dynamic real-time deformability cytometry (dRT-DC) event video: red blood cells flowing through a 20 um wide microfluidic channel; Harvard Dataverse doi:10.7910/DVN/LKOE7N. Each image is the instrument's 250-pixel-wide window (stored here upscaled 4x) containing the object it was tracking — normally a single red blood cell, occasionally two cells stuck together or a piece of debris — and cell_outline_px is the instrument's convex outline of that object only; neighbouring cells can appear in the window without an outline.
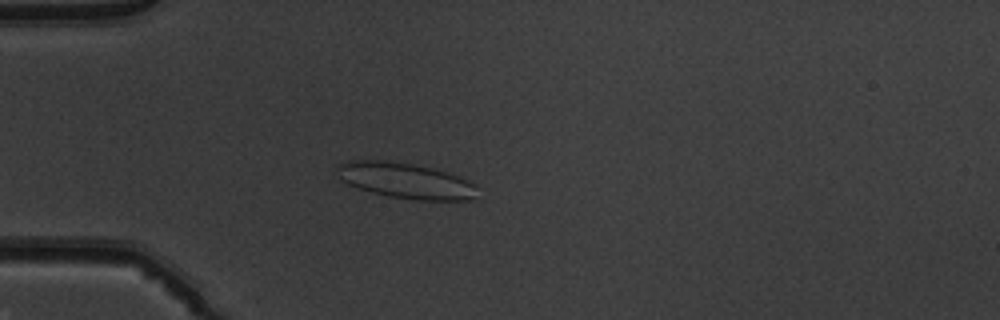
{"species": "common noctule bat (a hibernating species)", "species_latin": "Nyctalus noctula", "temperature_condition": "warm", "stored_images_in_passage": 40, "camera_frame_rate_fps": 3000, "um_per_image_px": 0.085, "animal": {"sex": "male", "body_mass_g": 19.5, "forearm_length_mm": 54.6}, "frame": {"image": 1, "passage_image": 3, "time_ms": 0.667, "image_size_px": [1000, 320], "cell_outline_px": [[476, 200], [420, 200], [388, 196], [372, 192], [348, 184], [340, 180], [336, 168], [336, 164], [352, 160], [388, 160], [440, 168], [468, 180], [476, 184]], "centroid_in_image_um": [34.51, 15.33], "position_along_channel_um": 50.5, "area_um2": 29.59}}
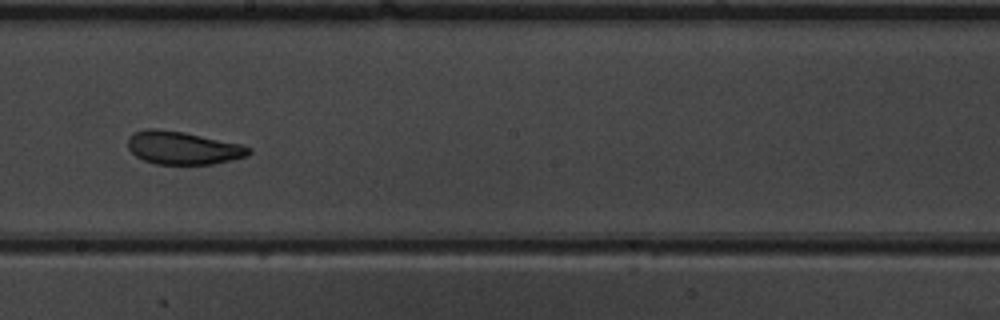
{"frame": {"image": 2, "passage_image": 18, "time_ms": 5.667, "image_size_px": [1000, 320], "cell_outline_px": [[252, 152], [248, 156], [212, 164], [156, 164], [144, 160], [136, 156], [128, 148], [128, 136], [132, 132], [148, 128], [156, 128], [184, 132], [240, 144], [252, 148]], "centroid_in_image_um": [15.53, 12.56], "position_along_channel_um": 232.7, "area_um2": 23.29}}
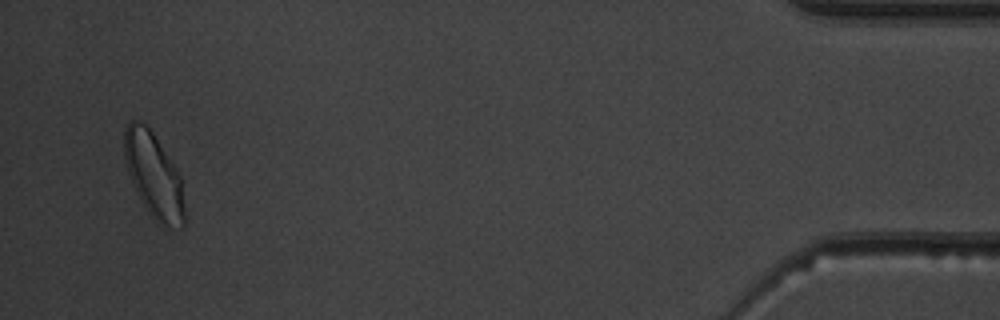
{"frame": {"image": 3, "passage_image": 38, "time_ms": 12.333, "image_size_px": [1000, 320], "cell_outline_px": [[184, 224], [180, 228], [160, 224], [148, 212], [132, 180], [124, 160], [124, 128], [132, 120], [136, 120], [144, 124], [152, 132], [176, 168], [180, 176], [184, 208]], "centroid_in_image_um": [13.06, 14.89], "position_along_channel_um": 422.1, "area_um2": 28.96}, "authors_computed_cell_mechanics": {"area_um2": 24.1604, "velocity_mm_per_s": 3.9493, "shape_relaxation_time_tau1_ms": null, "shape_relaxation_time_tau2_ms": 1.7662, "deformation_change_tau1": null, "deformation_change_tau2": 0.0847}}